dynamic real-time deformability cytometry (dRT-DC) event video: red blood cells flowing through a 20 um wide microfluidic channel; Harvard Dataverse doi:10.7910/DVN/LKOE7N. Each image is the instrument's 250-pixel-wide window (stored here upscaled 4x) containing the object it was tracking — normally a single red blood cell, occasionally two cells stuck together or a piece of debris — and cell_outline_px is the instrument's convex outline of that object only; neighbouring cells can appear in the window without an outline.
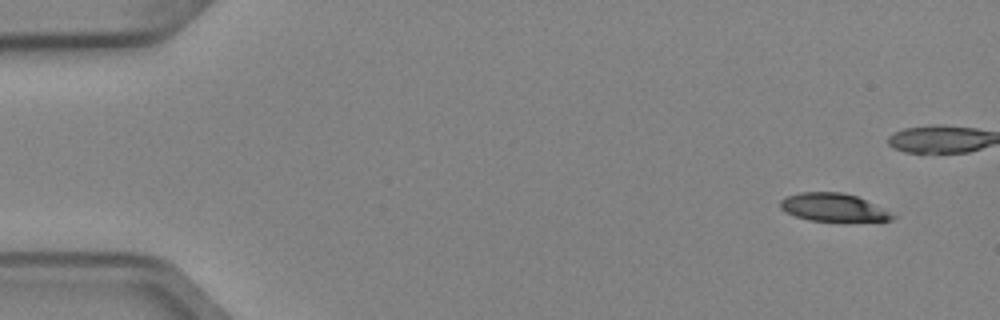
{"species": "Egyptian fruit bat (a non-hibernating species)", "species_latin": "Rousettus aegyptiacus", "temperature_condition": "cold", "stored_images_in_passage": 7, "camera_frame_rate_fps": 3000, "um_per_image_px": 0.085, "animal": {"sex": "female"}, "frame": {"image": 1, "passage_image": 1, "time_ms": 0.0, "image_size_px": [1000, 320], "cell_outline_px": [[896, 216], [892, 220], [848, 224], [808, 220], [784, 212], [780, 208], [780, 200], [784, 196], [800, 192], [840, 192], [856, 196], [884, 208]], "centroid_in_image_um": [70.86, 17.68], "position_along_channel_um": 14.1, "area_um2": 19.25}}
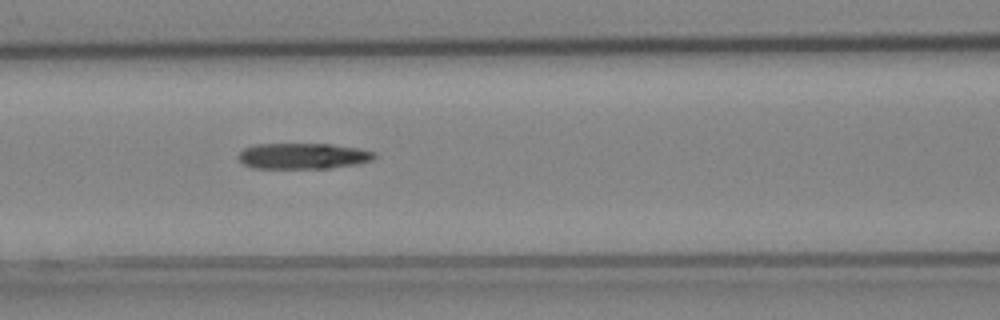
{"frame": {"image": 2, "passage_image": 7, "time_ms": 2.0, "image_size_px": [1000, 320], "cell_outline_px": [[376, 156], [372, 160], [356, 164], [328, 168], [252, 168], [244, 164], [236, 156], [244, 148], [256, 144], [332, 144], [360, 148], [376, 152]], "centroid_in_image_um": [25.76, 13.25], "position_along_channel_um": 140.8, "area_um2": 20.58}}